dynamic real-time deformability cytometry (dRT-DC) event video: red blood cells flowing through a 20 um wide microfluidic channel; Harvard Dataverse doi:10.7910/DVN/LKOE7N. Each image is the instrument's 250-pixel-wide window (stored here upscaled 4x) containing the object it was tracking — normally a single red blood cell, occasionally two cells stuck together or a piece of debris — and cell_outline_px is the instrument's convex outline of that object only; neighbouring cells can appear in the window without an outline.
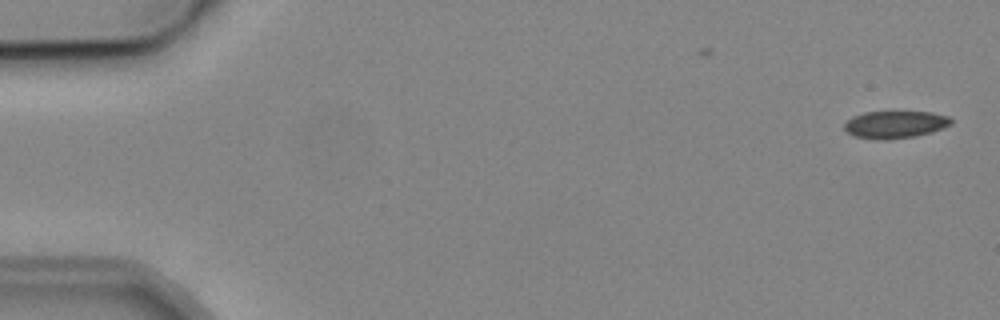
{"species": "common noctule bat (a hibernating species)", "species_latin": "Nyctalus noctula", "temperature_condition": "cold", "stored_images_in_passage": 5, "camera_frame_rate_fps": 3000, "um_per_image_px": 0.085, "animal": {"sex": "male", "body_mass_g": 19.2, "forearm_length_mm": 51.8}, "frame": {"image": 1, "passage_image": 1, "time_ms": 0.0, "image_size_px": [1000, 320], "cell_outline_px": [[952, 124], [932, 132], [912, 136], [888, 140], [876, 140], [852, 136], [844, 128], [844, 124], [852, 116], [864, 112], [932, 112], [948, 116], [952, 120]], "centroid_in_image_um": [76.06, 10.59], "position_along_channel_um": 8.9, "area_um2": 17.05}}